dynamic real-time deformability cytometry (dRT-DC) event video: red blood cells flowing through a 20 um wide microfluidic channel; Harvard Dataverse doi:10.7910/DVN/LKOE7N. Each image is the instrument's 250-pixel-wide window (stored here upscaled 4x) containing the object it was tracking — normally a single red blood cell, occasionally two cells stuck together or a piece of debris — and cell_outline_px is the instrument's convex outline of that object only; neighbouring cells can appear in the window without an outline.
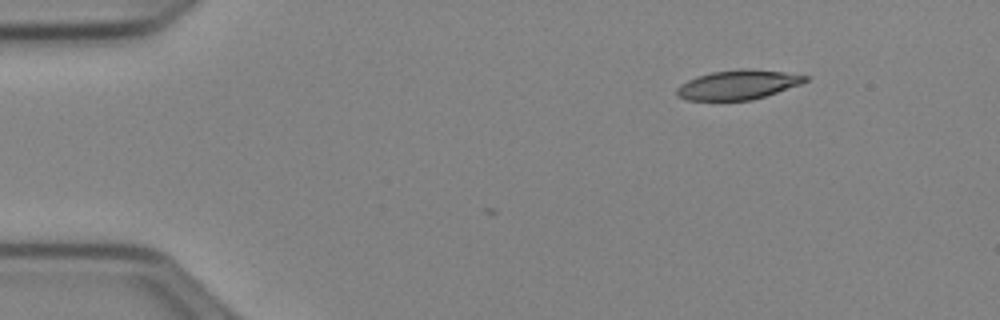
{"species": "Egyptian fruit bat (a non-hibernating species)", "species_latin": "Rousettus aegyptiacus", "temperature_condition": "cold", "stored_images_in_passage": 2, "camera_frame_rate_fps": 3000, "um_per_image_px": 0.085, "animal": {"sex": "female"}, "frame": {"image": 1, "passage_image": 2, "time_ms": 0.333, "image_size_px": [1000, 320], "cell_outline_px": [[808, 80], [800, 84], [752, 100], [688, 100], [676, 96], [676, 88], [680, 84], [696, 76], [712, 72], [740, 68], [744, 68], [784, 72], [808, 76]], "centroid_in_image_um": [62.68, 7.2], "position_along_channel_um": 22.3, "area_um2": 21.91}}